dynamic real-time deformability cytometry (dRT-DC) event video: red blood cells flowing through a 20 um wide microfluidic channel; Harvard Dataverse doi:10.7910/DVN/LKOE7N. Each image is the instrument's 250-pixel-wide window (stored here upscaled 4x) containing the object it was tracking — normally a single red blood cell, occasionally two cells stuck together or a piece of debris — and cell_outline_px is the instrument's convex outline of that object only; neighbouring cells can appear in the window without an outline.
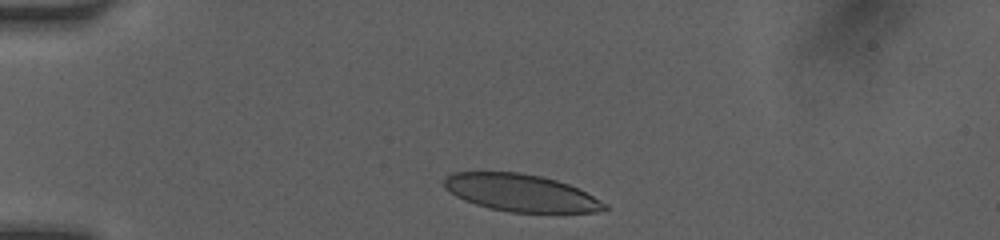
{"species": "human", "species_latin": "Homo sapiens", "temperature_condition": "room temperature", "stored_images_in_passage": 5, "camera_frame_rate_fps": 3000, "um_per_image_px": 0.085, "donor": {"sex": "female"}, "frame": {"image": 1, "passage_image": 1, "time_ms": 0.0, "image_size_px": [1000, 240], "cell_outline_px": [[608, 208], [596, 212], [512, 212], [488, 208], [464, 200], [448, 192], [444, 188], [444, 176], [452, 172], [520, 172], [540, 176], [556, 180], [568, 184], [608, 204]], "centroid_in_image_um": [44.21, 16.38], "position_along_channel_um": 40.8, "area_um2": 34.68}}
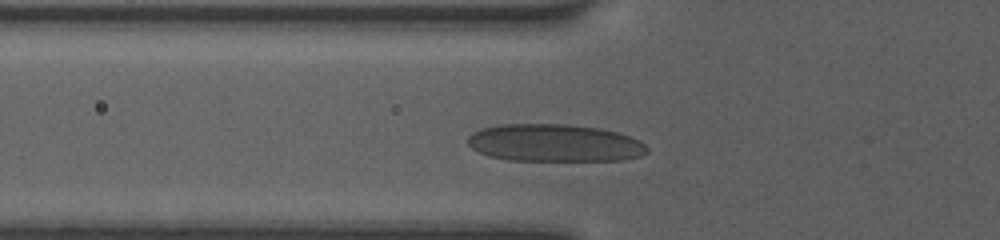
{"frame": {"image": 2, "passage_image": 4, "time_ms": 2.0, "image_size_px": [1000, 240], "cell_outline_px": [[648, 152], [640, 156], [624, 160], [508, 160], [488, 156], [472, 148], [468, 144], [468, 136], [472, 132], [480, 128], [500, 124], [568, 124], [600, 128], [616, 132], [640, 140], [648, 148]], "centroid_in_image_um": [47.12, 12.14], "position_along_channel_um": 78.7, "area_um2": 39.3}}